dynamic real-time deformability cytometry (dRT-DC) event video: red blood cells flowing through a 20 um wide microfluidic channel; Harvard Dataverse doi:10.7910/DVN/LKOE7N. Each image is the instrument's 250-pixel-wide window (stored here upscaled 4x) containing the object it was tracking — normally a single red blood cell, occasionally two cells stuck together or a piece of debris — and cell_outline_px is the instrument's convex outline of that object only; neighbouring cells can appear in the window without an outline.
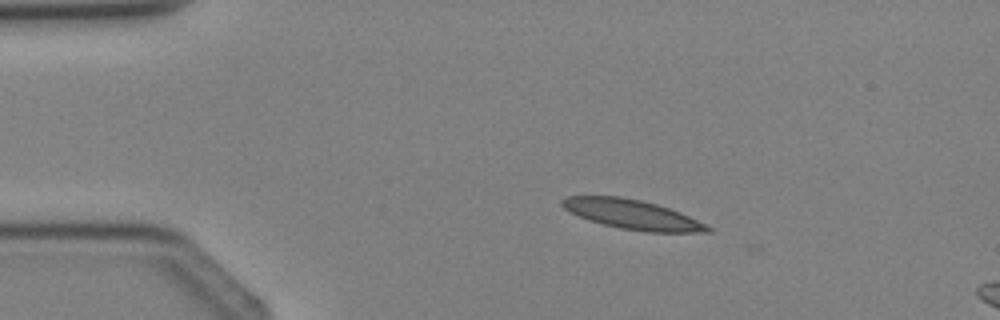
{"species": "Egyptian fruit bat (a non-hibernating species)", "species_latin": "Rousettus aegyptiacus", "temperature_condition": "cold", "stored_images_in_passage": 3, "camera_frame_rate_fps": 3000, "um_per_image_px": 0.085, "animal": {"sex": "female"}, "frame": {"image": 1, "passage_image": 1, "time_ms": 0.0, "image_size_px": [1000, 320], "cell_outline_px": [[712, 232], [648, 232], [620, 228], [588, 220], [564, 208], [560, 204], [560, 200], [568, 196], [620, 196], [640, 200], [656, 204], [680, 212], [712, 228]], "centroid_in_image_um": [53.72, 18.22], "position_along_channel_um": 31.3, "area_um2": 24.68}}